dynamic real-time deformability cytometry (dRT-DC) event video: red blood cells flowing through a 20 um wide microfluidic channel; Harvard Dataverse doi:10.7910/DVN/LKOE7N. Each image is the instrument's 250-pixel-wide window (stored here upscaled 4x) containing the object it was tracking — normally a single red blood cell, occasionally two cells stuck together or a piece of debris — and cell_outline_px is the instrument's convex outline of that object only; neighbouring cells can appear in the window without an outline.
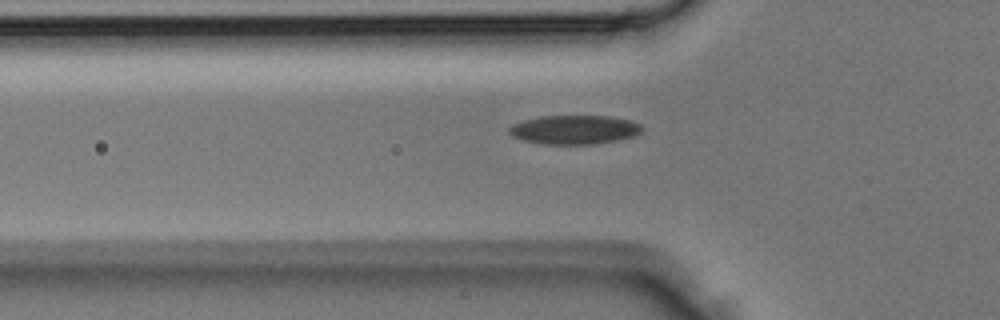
{"species": "Egyptian fruit bat (a non-hibernating species)", "species_latin": "Rousettus aegyptiacus", "temperature_condition": "room temperature", "stored_images_in_passage": 3, "camera_frame_rate_fps": 3000, "um_per_image_px": 0.085, "animal": {"sex": "male"}, "frame": {"image": 1, "passage_image": 3, "time_ms": 0.667, "image_size_px": [1000, 320], "cell_outline_px": [[644, 128], [636, 136], [596, 144], [544, 144], [524, 140], [512, 136], [508, 132], [508, 128], [512, 124], [524, 120], [540, 116], [608, 116], [632, 120], [640, 124]], "centroid_in_image_um": [48.84, 11.02], "position_along_channel_um": 77.0, "area_um2": 22.54}}